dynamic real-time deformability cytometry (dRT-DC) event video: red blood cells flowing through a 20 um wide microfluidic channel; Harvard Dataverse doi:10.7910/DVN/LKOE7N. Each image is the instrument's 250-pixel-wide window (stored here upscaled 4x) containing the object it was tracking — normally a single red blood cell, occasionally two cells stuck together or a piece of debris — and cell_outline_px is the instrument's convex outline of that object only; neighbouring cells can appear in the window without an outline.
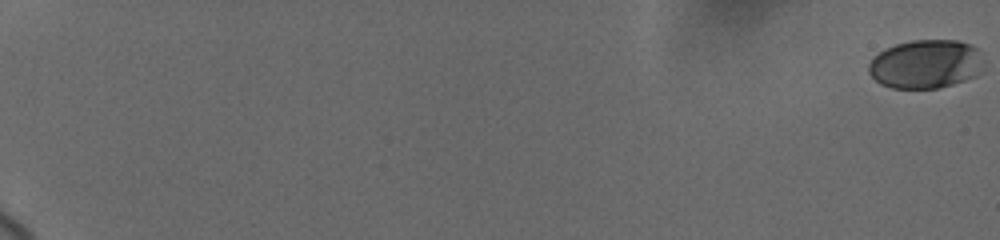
{"species": "human", "species_latin": "Homo sapiens", "temperature_condition": "cold", "stored_images_in_passage": 37, "segment_of_instrument_passage": [1, 2], "camera_frame_rate_fps": 3000, "um_per_image_px": 0.085, "donor": {"sex": "female"}, "frame": {"image": 1, "passage_image": 1, "time_ms": 0.0, "image_size_px": [1000, 240], "cell_outline_px": [[980, 72], [976, 76], [952, 84], [936, 88], [892, 88], [880, 84], [868, 72], [868, 64], [884, 48], [896, 44], [912, 40], [956, 40], [972, 44], [980, 48]], "centroid_in_image_um": [78.68, 5.43], "position_along_channel_um": 6.3, "area_um2": 32.6}}
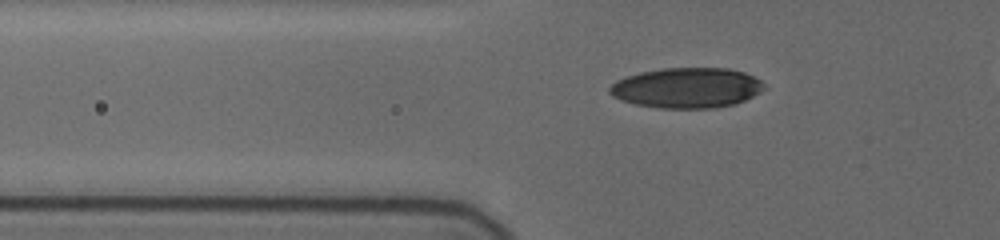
{"frame": {"image": 2, "passage_image": 31, "time_ms": 8.0, "image_size_px": [1000, 240], "cell_outline_px": [[768, 88], [736, 104], [716, 108], [660, 108], [636, 104], [612, 96], [608, 92], [608, 88], [616, 80], [640, 72], [660, 68], [728, 68], [744, 72], [760, 80]], "centroid_in_image_um": [58.4, 7.46], "position_along_channel_um": 67.4, "area_um2": 36.36}}